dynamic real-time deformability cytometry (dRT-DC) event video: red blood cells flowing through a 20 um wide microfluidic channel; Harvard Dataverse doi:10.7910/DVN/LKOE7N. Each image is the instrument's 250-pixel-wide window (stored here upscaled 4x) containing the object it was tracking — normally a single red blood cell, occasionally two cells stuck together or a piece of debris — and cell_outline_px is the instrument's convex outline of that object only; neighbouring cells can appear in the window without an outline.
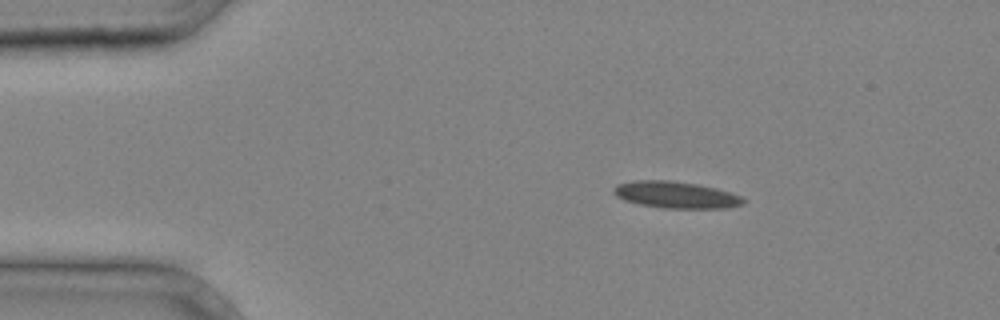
{"species": "common noctule bat (a hibernating species)", "species_latin": "Nyctalus noctula", "temperature_condition": "cold", "stored_images_in_passage": 2, "camera_frame_rate_fps": 3000, "um_per_image_px": 0.085, "animal": {"sex": "male", "body_mass_g": 20.4}, "frame": {"image": 1, "passage_image": 1, "time_ms": 0.0, "image_size_px": [1000, 320], "cell_outline_px": [[748, 200], [744, 204], [728, 208], [664, 208], [640, 204], [624, 200], [616, 196], [612, 192], [612, 188], [616, 184], [632, 180], [668, 180], [696, 184], [716, 188], [740, 196]], "centroid_in_image_um": [57.43, 16.56], "position_along_channel_um": 27.6, "area_um2": 20.29}}